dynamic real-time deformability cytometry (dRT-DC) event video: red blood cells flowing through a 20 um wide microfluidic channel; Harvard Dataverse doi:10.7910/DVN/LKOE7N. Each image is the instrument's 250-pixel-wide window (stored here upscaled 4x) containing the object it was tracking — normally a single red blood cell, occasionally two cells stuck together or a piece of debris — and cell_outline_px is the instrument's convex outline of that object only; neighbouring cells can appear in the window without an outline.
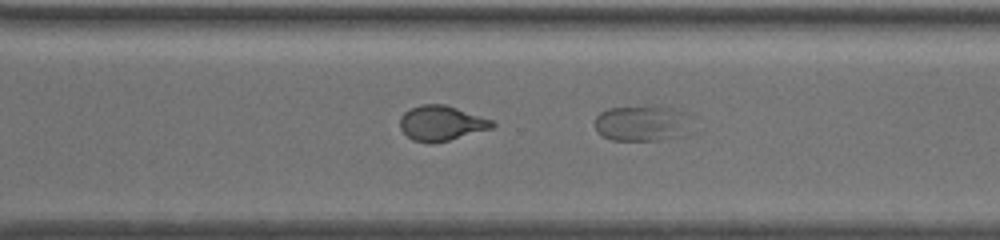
{"species": "common noctule bat (a hibernating species)", "species_latin": "Nyctalus noctula", "temperature_condition": "warm", "stored_images_in_passage": 36, "camera_frame_rate_fps": 3000, "um_per_image_px": 0.085, "animal": {"sex": "female", "body_mass_g": 19.5, "forearm_length_mm": 54.1}, "frame": {"image": 1, "passage_image": 26, "time_ms": 8.333, "image_size_px": [1000, 240], "cell_outline_px": [[700, 132], [688, 136], [660, 140], [612, 140], [596, 132], [596, 116], [600, 112], [608, 108], [668, 108], [684, 112], [688, 116]], "centroid_in_image_um": [54.75, 10.54], "position_along_channel_um": 315.9, "area_um2": 20.58}}